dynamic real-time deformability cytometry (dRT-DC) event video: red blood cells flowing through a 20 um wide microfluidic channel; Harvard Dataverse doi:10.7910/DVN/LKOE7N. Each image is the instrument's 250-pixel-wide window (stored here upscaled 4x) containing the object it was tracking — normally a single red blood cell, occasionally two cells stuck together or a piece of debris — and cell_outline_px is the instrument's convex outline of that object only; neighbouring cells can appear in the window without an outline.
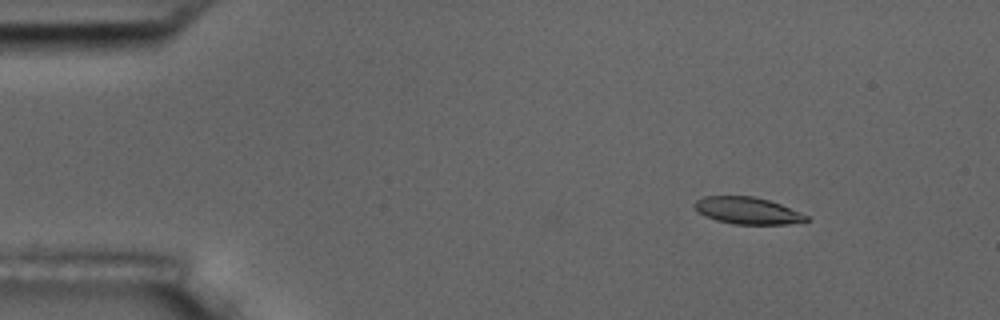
{"species": "common noctule bat (a hibernating species)", "species_latin": "Nyctalus noctula", "temperature_condition": "room temperature", "stored_images_in_passage": 6, "camera_frame_rate_fps": 3000, "um_per_image_px": 0.085, "animal": {"sex": "male", "body_mass_g": 17.5, "forearm_length_mm": 52.3}, "frame": {"image": 1, "passage_image": 3, "time_ms": 0.667, "image_size_px": [1000, 320], "cell_outline_px": [[808, 220], [788, 224], [732, 224], [716, 220], [704, 216], [696, 212], [692, 208], [692, 204], [696, 200], [704, 196], [752, 196], [768, 200], [780, 204], [808, 216]], "centroid_in_image_um": [63.43, 17.9], "position_along_channel_um": 21.6, "area_um2": 17.57}}
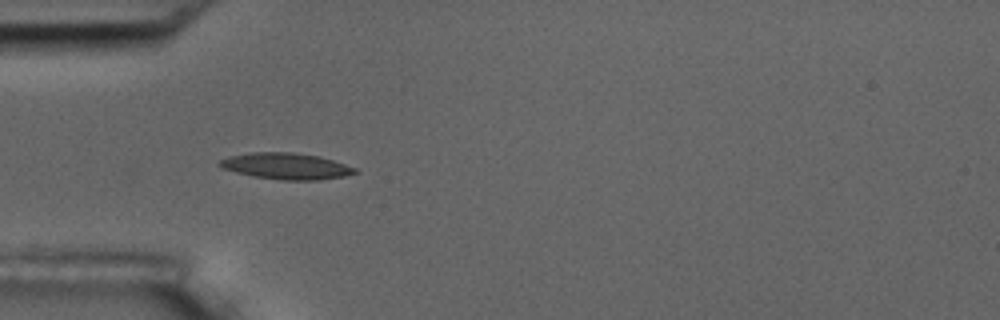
{"frame": {"image": 2, "passage_image": 5, "time_ms": 1.333, "image_size_px": [1000, 320], "cell_outline_px": [[360, 172], [344, 176], [320, 180], [280, 180], [252, 176], [220, 168], [216, 164], [220, 160], [228, 156], [248, 152], [292, 152], [320, 156], [356, 168]], "centroid_in_image_um": [24.28, 14.12], "position_along_channel_um": 60.7, "area_um2": 20.98}}